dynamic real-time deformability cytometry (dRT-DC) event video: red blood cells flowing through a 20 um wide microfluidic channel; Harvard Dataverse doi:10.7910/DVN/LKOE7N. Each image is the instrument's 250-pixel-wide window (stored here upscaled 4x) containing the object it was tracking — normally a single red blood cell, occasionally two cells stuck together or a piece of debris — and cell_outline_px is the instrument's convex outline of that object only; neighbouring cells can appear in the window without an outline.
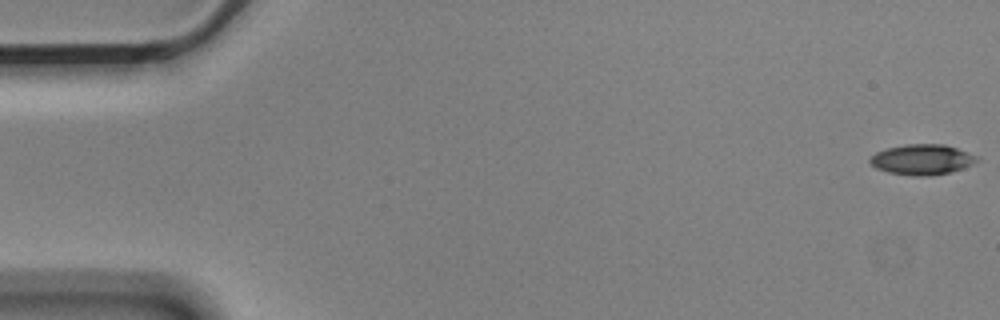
{"species": "Egyptian fruit bat (a non-hibernating species)", "species_latin": "Rousettus aegyptiacus", "temperature_condition": "cold", "stored_images_in_passage": 3, "camera_frame_rate_fps": 3000, "um_per_image_px": 0.085, "animal": {"sex": "male"}, "frame": {"image": 1, "passage_image": 1, "time_ms": 0.0, "image_size_px": [1000, 320], "cell_outline_px": [[980, 160], [964, 168], [932, 176], [912, 176], [888, 172], [876, 168], [868, 160], [876, 152], [888, 148], [904, 144], [944, 144], [980, 156]], "centroid_in_image_um": [78.41, 13.56], "position_along_channel_um": 6.6, "area_um2": 19.02}}